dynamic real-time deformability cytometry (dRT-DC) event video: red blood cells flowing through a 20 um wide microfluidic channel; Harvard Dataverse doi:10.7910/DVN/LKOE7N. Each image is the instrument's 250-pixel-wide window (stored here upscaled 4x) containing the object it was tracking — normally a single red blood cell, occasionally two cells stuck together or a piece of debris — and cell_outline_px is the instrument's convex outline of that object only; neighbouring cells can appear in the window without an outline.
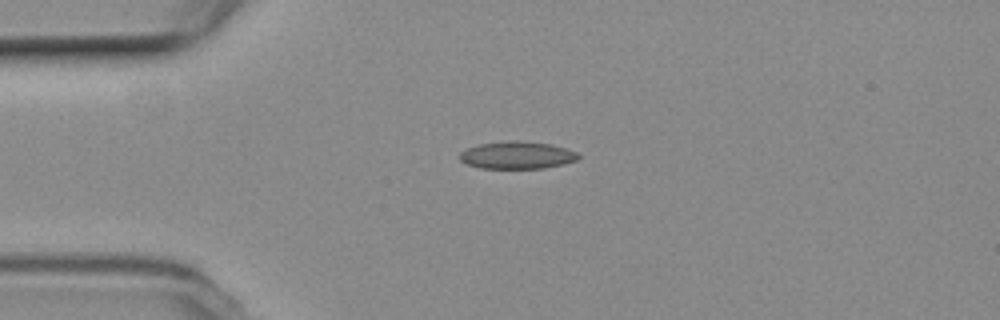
{"species": "common noctule bat (a hibernating species)", "species_latin": "Nyctalus noctula", "temperature_condition": "room temperature", "stored_images_in_passage": 16, "camera_frame_rate_fps": 3000, "um_per_image_px": 0.085, "animal": {"sex": "female", "body_mass_g": 19.3, "forearm_length_mm": 54.1}, "frame": {"image": 1, "passage_image": 1, "time_ms": 0.0, "image_size_px": [1000, 320], "cell_outline_px": [[580, 156], [576, 160], [544, 168], [480, 168], [468, 164], [460, 160], [460, 152], [468, 148], [480, 144], [504, 140], [520, 140], [552, 144], [576, 152]], "centroid_in_image_um": [43.93, 13.17], "position_along_channel_um": 41.1, "area_um2": 18.84}}